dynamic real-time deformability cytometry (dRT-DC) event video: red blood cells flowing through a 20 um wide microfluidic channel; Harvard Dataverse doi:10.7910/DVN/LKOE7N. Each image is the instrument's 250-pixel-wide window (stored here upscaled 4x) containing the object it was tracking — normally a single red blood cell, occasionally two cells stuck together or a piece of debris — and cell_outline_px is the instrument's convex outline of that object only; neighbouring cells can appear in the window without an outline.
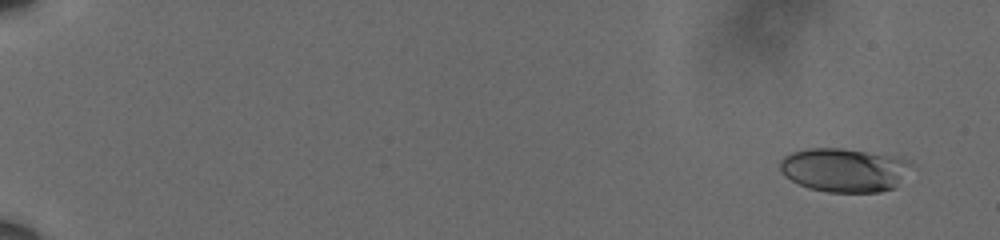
{"species": "human", "species_latin": "Homo sapiens", "temperature_condition": "cold", "stored_images_in_passage": 56, "camera_frame_rate_fps": 3000, "um_per_image_px": 0.085, "donor": {"sex": "male"}, "frame": {"image": 1, "passage_image": 3, "time_ms": 0.667, "image_size_px": [1000, 240], "cell_outline_px": [[916, 164], [896, 188], [880, 192], [828, 192], [808, 188], [784, 176], [780, 168], [780, 160], [784, 156], [792, 152], [808, 148], [844, 148], [900, 156]], "centroid_in_image_um": [71.85, 14.44], "position_along_channel_um": 13.2, "area_um2": 34.22}}
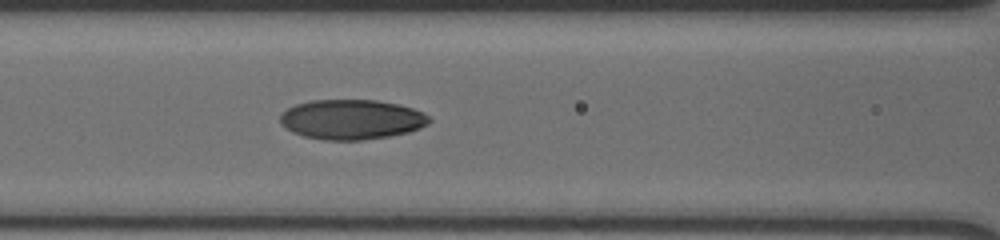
{"frame": {"image": 2, "passage_image": 25, "time_ms": 8.0, "image_size_px": [1000, 240], "cell_outline_px": [[432, 120], [428, 124], [420, 128], [408, 132], [388, 136], [364, 140], [324, 140], [304, 136], [292, 132], [280, 124], [280, 116], [288, 108], [296, 104], [312, 100], [376, 100], [396, 104], [412, 108], [424, 112]], "centroid_in_image_um": [29.89, 10.16], "position_along_channel_um": 136.7, "area_um2": 34.62}}
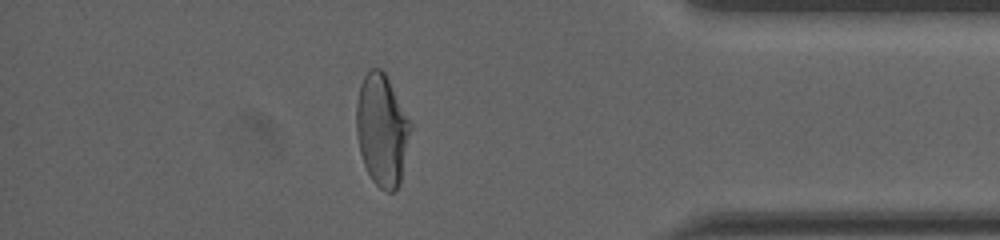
{"frame": {"image": 3, "passage_image": 49, "time_ms": 16.0, "image_size_px": [1000, 240], "cell_outline_px": [[412, 128], [400, 184], [392, 192], [384, 192], [372, 180], [364, 164], [360, 152], [356, 132], [356, 104], [360, 84], [364, 76], [372, 68], [380, 68], [384, 72], [412, 124]], "centroid_in_image_um": [32.47, 11.07], "position_along_channel_um": 402.7, "area_um2": 35.26}, "authors_computed_cell_mechanics": {"area_um2": 33.9864, "velocity_mm_per_s": 3.6109, "shape_relaxation_time_tau1_ms": 5.6879, "shape_relaxation_time_tau2_ms": 1.3271, "deformation_change_tau1": 0.1911, "deformation_change_tau2": 0.0576}}